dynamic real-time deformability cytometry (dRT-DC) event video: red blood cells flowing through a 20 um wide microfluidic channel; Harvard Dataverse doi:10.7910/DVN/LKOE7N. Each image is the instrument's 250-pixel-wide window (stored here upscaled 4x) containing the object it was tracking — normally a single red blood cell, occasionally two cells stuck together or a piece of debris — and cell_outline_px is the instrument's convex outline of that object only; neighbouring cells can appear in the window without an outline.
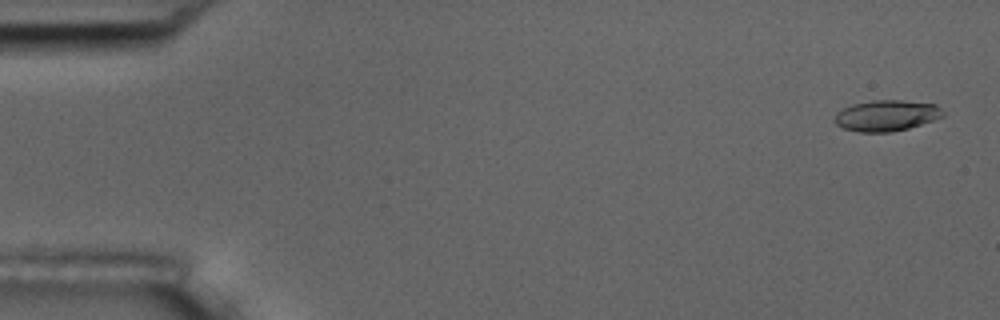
{"species": "common noctule bat (a hibernating species)", "species_latin": "Nyctalus noctula", "temperature_condition": "room temperature", "stored_images_in_passage": 56, "camera_frame_rate_fps": 3000, "um_per_image_px": 0.085, "animal": {"sex": "male", "body_mass_g": 17.5, "forearm_length_mm": 52.3}, "frame": {"image": 1, "passage_image": 2, "time_ms": 0.333, "image_size_px": [1000, 320], "cell_outline_px": [[944, 116], [908, 128], [892, 132], [860, 132], [844, 128], [836, 124], [832, 120], [836, 112], [852, 104], [872, 100], [900, 100], [936, 104], [944, 112]], "centroid_in_image_um": [75.32, 9.82], "position_along_channel_um": 9.7, "area_um2": 19.54}}
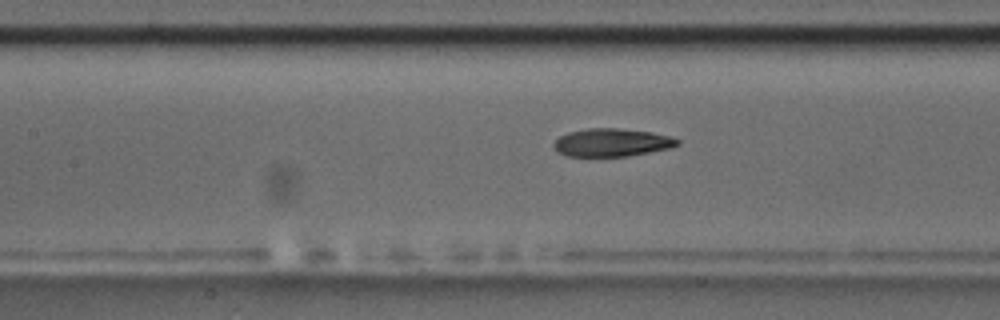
{"frame": {"image": 2, "passage_image": 25, "time_ms": 8.0, "image_size_px": [1000, 320], "cell_outline_px": [[680, 144], [672, 148], [628, 156], [568, 156], [556, 152], [552, 148], [552, 144], [560, 136], [568, 132], [588, 128], [616, 128], [652, 132], [668, 136], [680, 140]], "centroid_in_image_um": [51.99, 12.12], "position_along_channel_um": 155.4, "area_um2": 20.29}}
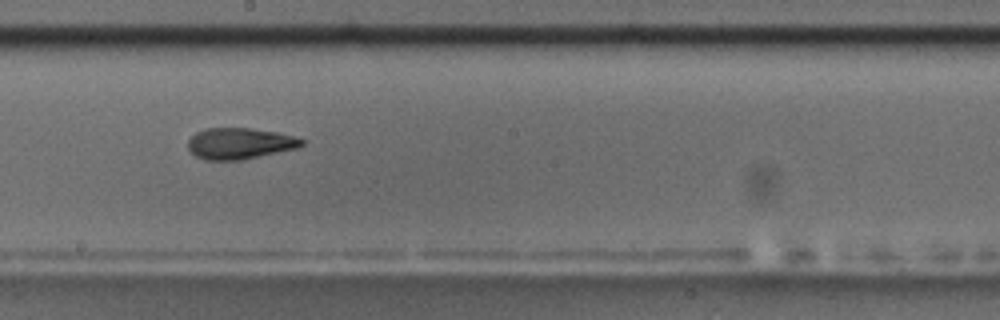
{"frame": {"image": 3, "passage_image": 31, "time_ms": 10.0, "image_size_px": [1000, 320], "cell_outline_px": [[304, 144], [300, 148], [240, 160], [204, 160], [196, 156], [188, 148], [188, 140], [196, 132], [204, 128], [248, 128], [276, 132], [292, 136], [304, 140]], "centroid_in_image_um": [20.37, 12.2], "position_along_channel_um": 227.8, "area_um2": 20.69}, "authors_computed_cell_mechanics": {"area_um2": 20.6346, "velocity_mm_per_s": 3.6471, "shape_relaxation_time_tau1_ms": 6.9975, "shape_relaxation_time_tau2_ms": 2.4822, "deformation_change_tau1": 0.1887, "deformation_change_tau2": 0.0984}}